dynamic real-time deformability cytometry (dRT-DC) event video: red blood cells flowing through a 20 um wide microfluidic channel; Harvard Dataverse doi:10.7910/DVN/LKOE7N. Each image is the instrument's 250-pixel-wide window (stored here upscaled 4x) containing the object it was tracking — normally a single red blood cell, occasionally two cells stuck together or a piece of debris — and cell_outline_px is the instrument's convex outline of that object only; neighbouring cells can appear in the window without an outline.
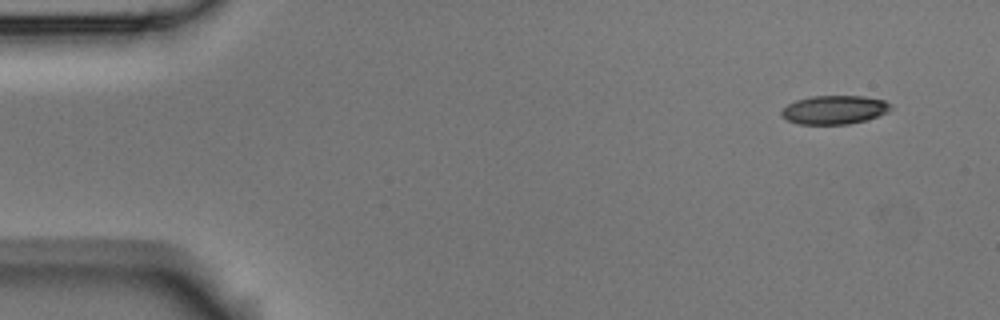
{"species": "Egyptian fruit bat (a non-hibernating species)", "species_latin": "Rousettus aegyptiacus", "temperature_condition": "room temperature", "stored_images_in_passage": 6, "camera_frame_rate_fps": 3000, "um_per_image_px": 0.085, "animal": {"sex": "male"}, "frame": {"image": 1, "passage_image": 1, "time_ms": 0.0, "image_size_px": [1000, 320], "cell_outline_px": [[892, 108], [888, 112], [864, 120], [848, 124], [796, 124], [780, 116], [780, 112], [788, 104], [796, 100], [812, 96], [864, 96], [884, 100], [892, 104]], "centroid_in_image_um": [70.91, 9.33], "position_along_channel_um": 14.1, "area_um2": 18.26}}
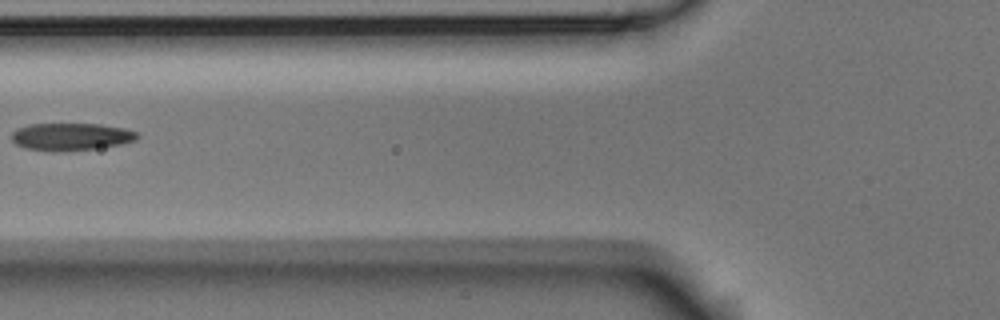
{"frame": {"image": 2, "passage_image": 5, "time_ms": 1.333, "image_size_px": [1000, 320], "cell_outline_px": [[140, 136], [136, 140], [120, 144], [96, 148], [24, 148], [16, 144], [12, 140], [12, 132], [16, 128], [32, 124], [100, 124], [124, 128], [136, 132]], "centroid_in_image_um": [6.07, 11.56], "position_along_channel_um": 119.7, "area_um2": 19.02}}
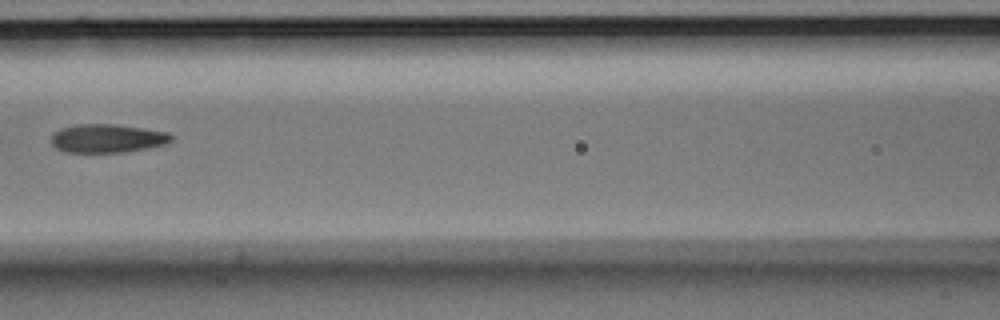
{"frame": {"image": 3, "passage_image": 6, "time_ms": 1.667, "image_size_px": [1000, 320], "cell_outline_px": [[172, 140], [168, 144], [124, 152], [64, 152], [56, 148], [52, 144], [52, 132], [60, 128], [76, 124], [112, 124], [168, 132], [172, 136]], "centroid_in_image_um": [9.09, 11.76], "position_along_channel_um": 157.5, "area_um2": 19.94}}